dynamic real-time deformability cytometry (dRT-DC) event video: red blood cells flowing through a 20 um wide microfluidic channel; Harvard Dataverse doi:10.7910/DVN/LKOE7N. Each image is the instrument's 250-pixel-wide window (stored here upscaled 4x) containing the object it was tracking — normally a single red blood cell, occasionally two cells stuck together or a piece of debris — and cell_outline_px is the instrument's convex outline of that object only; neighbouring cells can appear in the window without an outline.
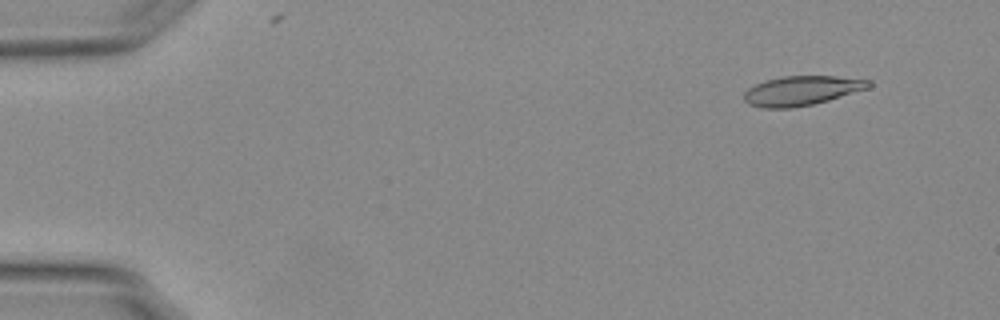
{"species": "Egyptian fruit bat (a non-hibernating species)", "species_latin": "Rousettus aegyptiacus", "temperature_condition": "warm", "stored_images_in_passage": 16, "camera_frame_rate_fps": 3000, "um_per_image_px": 0.085, "animal": {"sex": "female"}, "frame": {"image": 1, "passage_image": 5, "time_ms": 1.333, "image_size_px": [1000, 320], "cell_outline_px": [[872, 84], [868, 88], [828, 100], [812, 104], [792, 108], [760, 108], [748, 104], [744, 100], [744, 92], [748, 88], [764, 80], [784, 76], [836, 76], [872, 80]], "centroid_in_image_um": [68.12, 7.7], "position_along_channel_um": 16.9, "area_um2": 21.44}}